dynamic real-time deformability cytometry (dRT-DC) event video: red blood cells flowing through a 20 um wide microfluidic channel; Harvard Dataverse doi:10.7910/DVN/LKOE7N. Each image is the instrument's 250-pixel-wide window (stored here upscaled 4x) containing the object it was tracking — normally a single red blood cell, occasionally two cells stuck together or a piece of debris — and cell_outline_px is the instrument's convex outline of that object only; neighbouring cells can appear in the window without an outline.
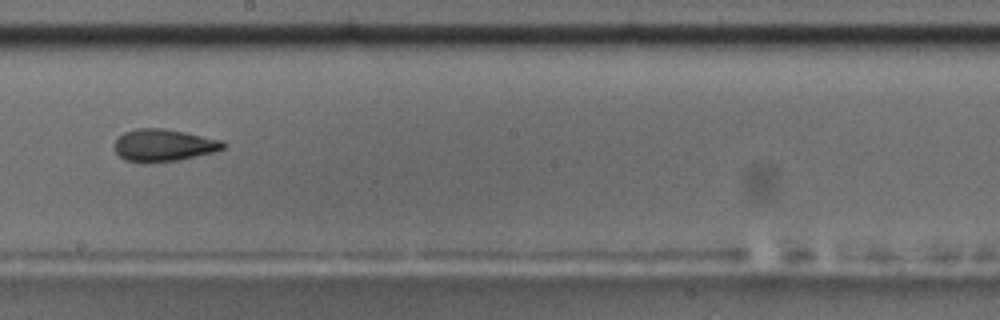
{"species": "common noctule bat (a hibernating species)", "species_latin": "Nyctalus noctula", "temperature_condition": "room temperature", "stored_images_in_passage": 54, "camera_frame_rate_fps": 3000, "um_per_image_px": 0.085, "animal": {"sex": "male", "body_mass_g": 17.5, "forearm_length_mm": 52.3}, "frame": {"image": 1, "passage_image": 31, "time_ms": 10.0, "image_size_px": [1000, 320], "cell_outline_px": [[224, 148], [216, 152], [180, 160], [124, 160], [116, 152], [116, 140], [124, 132], [136, 128], [164, 128], [224, 140]], "centroid_in_image_um": [13.98, 12.31], "position_along_channel_um": 234.2, "area_um2": 19.88}, "authors_computed_cell_mechanics": {"area_um2": 20.3745, "velocity_mm_per_s": 3.7413, "shape_relaxation_time_tau1_ms": null, "shape_relaxation_time_tau2_ms": 2.4587, "deformation_change_tau1": null, "deformation_change_tau2": 0.1014}}